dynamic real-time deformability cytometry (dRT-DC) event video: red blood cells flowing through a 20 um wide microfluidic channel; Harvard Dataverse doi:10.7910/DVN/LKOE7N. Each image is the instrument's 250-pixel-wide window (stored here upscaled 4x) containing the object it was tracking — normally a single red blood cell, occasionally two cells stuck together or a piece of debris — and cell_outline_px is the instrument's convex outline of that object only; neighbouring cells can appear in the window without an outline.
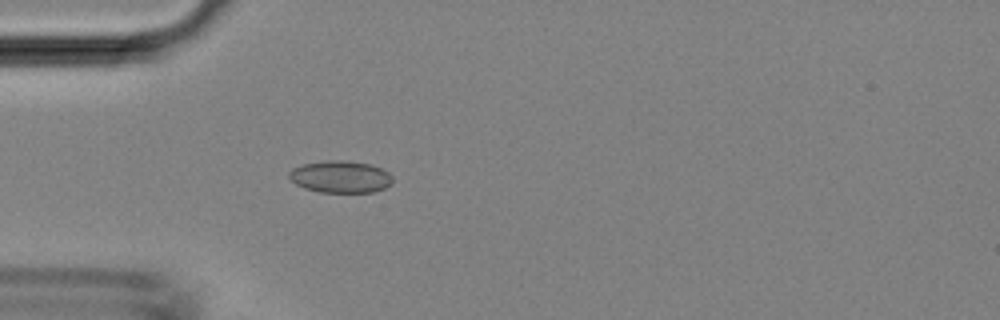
{"species": "Egyptian fruit bat (a non-hibernating species)", "species_latin": "Rousettus aegyptiacus", "temperature_condition": "room temperature", "stored_images_in_passage": 45, "camera_frame_rate_fps": 3000, "um_per_image_px": 0.085, "animal": {"sex": "female"}, "frame": {"image": 1, "passage_image": 13, "time_ms": 4.0, "image_size_px": [1000, 320], "cell_outline_px": [[392, 184], [384, 188], [372, 192], [320, 192], [304, 188], [296, 184], [288, 176], [288, 172], [292, 168], [300, 164], [324, 160], [344, 160], [372, 164], [388, 172], [392, 176]], "centroid_in_image_um": [28.92, 15.01], "position_along_channel_um": 56.1, "area_um2": 19.54}}
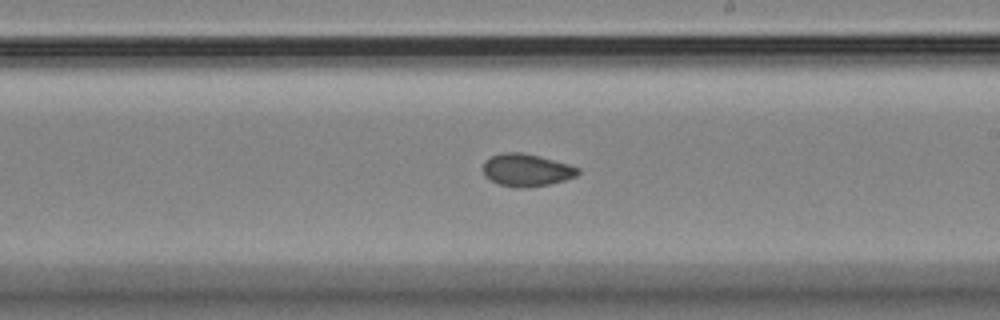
{"frame": {"image": 2, "passage_image": 26, "time_ms": 8.333, "image_size_px": [1000, 320], "cell_outline_px": [[580, 172], [576, 176], [564, 180], [548, 184], [524, 188], [516, 188], [500, 184], [484, 176], [484, 160], [500, 152], [524, 152], [540, 156], [568, 164], [580, 168]], "centroid_in_image_um": [44.75, 14.44], "position_along_channel_um": 244.2, "area_um2": 17.98}}
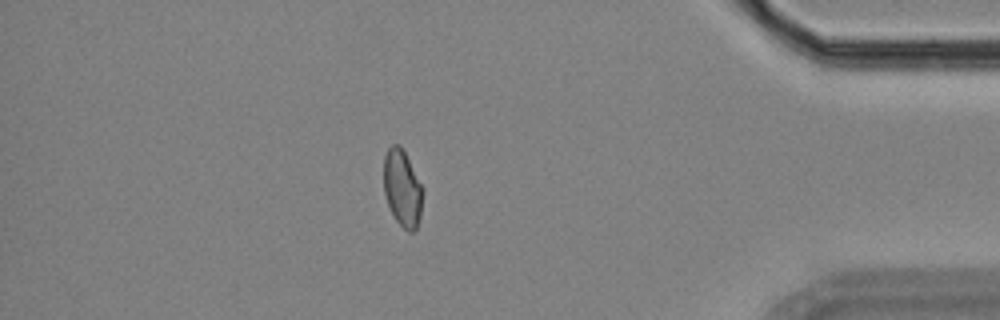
{"frame": {"image": 3, "passage_image": 39, "time_ms": 12.667, "image_size_px": [1000, 320], "cell_outline_px": [[424, 192], [420, 216], [416, 228], [412, 232], [408, 232], [396, 220], [388, 204], [384, 192], [384, 156], [388, 148], [392, 144], [400, 144], [424, 188]], "centroid_in_image_um": [34.21, 15.98], "position_along_channel_um": 401.0, "area_um2": 17.51}}